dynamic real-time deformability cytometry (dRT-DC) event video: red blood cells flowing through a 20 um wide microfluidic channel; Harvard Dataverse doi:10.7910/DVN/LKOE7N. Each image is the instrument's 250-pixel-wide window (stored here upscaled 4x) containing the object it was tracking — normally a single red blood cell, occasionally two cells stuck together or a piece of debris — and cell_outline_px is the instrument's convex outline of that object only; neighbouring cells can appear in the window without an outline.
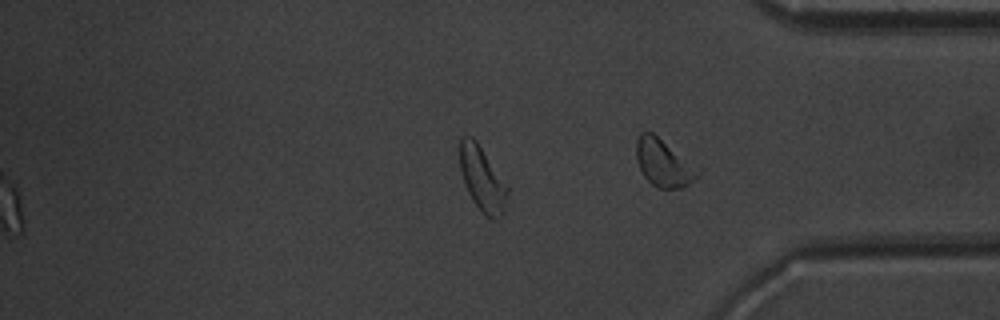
{"species": "common noctule bat (a hibernating species)", "species_latin": "Nyctalus noctula", "temperature_condition": "warm", "stored_images_in_passage": 51, "segment_of_instrument_passage": [2, 2], "camera_frame_rate_fps": 3000, "um_per_image_px": 0.085, "animal": {"sex": "male", "body_mass_g": 20.1, "forearm_length_mm": 53.5}, "frame": {"image": 1, "passage_image": 51, "time_ms": 16.667, "image_size_px": [1000, 320], "cell_outline_px": [[508, 192], [504, 212], [496, 220], [492, 220], [480, 212], [472, 200], [468, 192], [460, 168], [460, 136], [472, 136], [476, 140], [508, 184]], "centroid_in_image_um": [41.02, 15.23], "position_along_channel_um": 394.2, "area_um2": 18.15}}